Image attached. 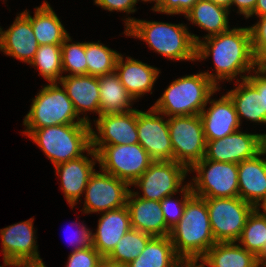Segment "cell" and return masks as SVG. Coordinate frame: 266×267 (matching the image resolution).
<instances>
[{
    "label": "cell",
    "mask_w": 266,
    "mask_h": 267,
    "mask_svg": "<svg viewBox=\"0 0 266 267\" xmlns=\"http://www.w3.org/2000/svg\"><path fill=\"white\" fill-rule=\"evenodd\" d=\"M210 55L213 57L215 66L213 71L216 72L203 73L218 88H221L219 82L224 80L246 79L260 65L253 54L249 27H234L218 35L201 39L196 44V61L205 60ZM236 76H240V79H236L238 78Z\"/></svg>",
    "instance_id": "1"
},
{
    "label": "cell",
    "mask_w": 266,
    "mask_h": 267,
    "mask_svg": "<svg viewBox=\"0 0 266 267\" xmlns=\"http://www.w3.org/2000/svg\"><path fill=\"white\" fill-rule=\"evenodd\" d=\"M126 36L145 41L150 49L168 60L196 61V44L201 37L188 31L185 24L146 21L128 17L124 19Z\"/></svg>",
    "instance_id": "2"
},
{
    "label": "cell",
    "mask_w": 266,
    "mask_h": 267,
    "mask_svg": "<svg viewBox=\"0 0 266 267\" xmlns=\"http://www.w3.org/2000/svg\"><path fill=\"white\" fill-rule=\"evenodd\" d=\"M169 236L177 256H204L216 243L204 198L193 194L187 200L183 216Z\"/></svg>",
    "instance_id": "3"
},
{
    "label": "cell",
    "mask_w": 266,
    "mask_h": 267,
    "mask_svg": "<svg viewBox=\"0 0 266 267\" xmlns=\"http://www.w3.org/2000/svg\"><path fill=\"white\" fill-rule=\"evenodd\" d=\"M218 87L202 71L177 78L152 106L166 117L198 115Z\"/></svg>",
    "instance_id": "4"
},
{
    "label": "cell",
    "mask_w": 266,
    "mask_h": 267,
    "mask_svg": "<svg viewBox=\"0 0 266 267\" xmlns=\"http://www.w3.org/2000/svg\"><path fill=\"white\" fill-rule=\"evenodd\" d=\"M59 84L54 82L44 85L33 98L30 110L23 119L26 129L22 133L27 137L38 128L60 124H91L89 116H78L65 88Z\"/></svg>",
    "instance_id": "5"
},
{
    "label": "cell",
    "mask_w": 266,
    "mask_h": 267,
    "mask_svg": "<svg viewBox=\"0 0 266 267\" xmlns=\"http://www.w3.org/2000/svg\"><path fill=\"white\" fill-rule=\"evenodd\" d=\"M91 124H60L35 129L28 137L54 167L82 156L91 147Z\"/></svg>",
    "instance_id": "6"
},
{
    "label": "cell",
    "mask_w": 266,
    "mask_h": 267,
    "mask_svg": "<svg viewBox=\"0 0 266 267\" xmlns=\"http://www.w3.org/2000/svg\"><path fill=\"white\" fill-rule=\"evenodd\" d=\"M189 172L196 176L189 182L194 195L202 198L239 196L238 166L235 163L201 159Z\"/></svg>",
    "instance_id": "7"
},
{
    "label": "cell",
    "mask_w": 266,
    "mask_h": 267,
    "mask_svg": "<svg viewBox=\"0 0 266 267\" xmlns=\"http://www.w3.org/2000/svg\"><path fill=\"white\" fill-rule=\"evenodd\" d=\"M91 147L97 153L99 169L126 181L130 186L153 162L139 143Z\"/></svg>",
    "instance_id": "8"
},
{
    "label": "cell",
    "mask_w": 266,
    "mask_h": 267,
    "mask_svg": "<svg viewBox=\"0 0 266 267\" xmlns=\"http://www.w3.org/2000/svg\"><path fill=\"white\" fill-rule=\"evenodd\" d=\"M204 199L215 241L237 242L249 214L255 207L239 196Z\"/></svg>",
    "instance_id": "9"
},
{
    "label": "cell",
    "mask_w": 266,
    "mask_h": 267,
    "mask_svg": "<svg viewBox=\"0 0 266 267\" xmlns=\"http://www.w3.org/2000/svg\"><path fill=\"white\" fill-rule=\"evenodd\" d=\"M168 127L174 161L190 169L204 158L206 139L200 114L169 117Z\"/></svg>",
    "instance_id": "10"
},
{
    "label": "cell",
    "mask_w": 266,
    "mask_h": 267,
    "mask_svg": "<svg viewBox=\"0 0 266 267\" xmlns=\"http://www.w3.org/2000/svg\"><path fill=\"white\" fill-rule=\"evenodd\" d=\"M189 169L171 161H153L149 168L132 184L141 189L133 193L142 199L161 201L164 197L181 192L186 186L184 180ZM184 184V185H183Z\"/></svg>",
    "instance_id": "11"
},
{
    "label": "cell",
    "mask_w": 266,
    "mask_h": 267,
    "mask_svg": "<svg viewBox=\"0 0 266 267\" xmlns=\"http://www.w3.org/2000/svg\"><path fill=\"white\" fill-rule=\"evenodd\" d=\"M131 187L126 181L104 172L95 171L85 188L83 214L104 213L126 205Z\"/></svg>",
    "instance_id": "12"
},
{
    "label": "cell",
    "mask_w": 266,
    "mask_h": 267,
    "mask_svg": "<svg viewBox=\"0 0 266 267\" xmlns=\"http://www.w3.org/2000/svg\"><path fill=\"white\" fill-rule=\"evenodd\" d=\"M34 218L0 229L3 263L7 266L44 263L38 252Z\"/></svg>",
    "instance_id": "13"
},
{
    "label": "cell",
    "mask_w": 266,
    "mask_h": 267,
    "mask_svg": "<svg viewBox=\"0 0 266 267\" xmlns=\"http://www.w3.org/2000/svg\"><path fill=\"white\" fill-rule=\"evenodd\" d=\"M264 134L245 133L241 129L216 140H206L203 159L238 164L256 157L265 149Z\"/></svg>",
    "instance_id": "14"
},
{
    "label": "cell",
    "mask_w": 266,
    "mask_h": 267,
    "mask_svg": "<svg viewBox=\"0 0 266 267\" xmlns=\"http://www.w3.org/2000/svg\"><path fill=\"white\" fill-rule=\"evenodd\" d=\"M161 115V116H160ZM152 106L148 111L137 109V133L139 144L153 161L173 160V147L169 136L168 117Z\"/></svg>",
    "instance_id": "15"
},
{
    "label": "cell",
    "mask_w": 266,
    "mask_h": 267,
    "mask_svg": "<svg viewBox=\"0 0 266 267\" xmlns=\"http://www.w3.org/2000/svg\"><path fill=\"white\" fill-rule=\"evenodd\" d=\"M93 120L91 146L137 144V109L124 113L102 114ZM97 131V132H96Z\"/></svg>",
    "instance_id": "16"
},
{
    "label": "cell",
    "mask_w": 266,
    "mask_h": 267,
    "mask_svg": "<svg viewBox=\"0 0 266 267\" xmlns=\"http://www.w3.org/2000/svg\"><path fill=\"white\" fill-rule=\"evenodd\" d=\"M87 156L84 154L78 158L72 159L55 166V174L60 177L61 188L65 200L73 209L81 196L84 194L87 183L91 175L95 172V165L98 163L97 153L90 147L87 150Z\"/></svg>",
    "instance_id": "17"
},
{
    "label": "cell",
    "mask_w": 266,
    "mask_h": 267,
    "mask_svg": "<svg viewBox=\"0 0 266 267\" xmlns=\"http://www.w3.org/2000/svg\"><path fill=\"white\" fill-rule=\"evenodd\" d=\"M220 89L218 88L209 97L207 105L211 106L207 109L205 106L200 113L206 140L223 138L241 128L232 99L227 94L221 96L219 100L211 98Z\"/></svg>",
    "instance_id": "18"
},
{
    "label": "cell",
    "mask_w": 266,
    "mask_h": 267,
    "mask_svg": "<svg viewBox=\"0 0 266 267\" xmlns=\"http://www.w3.org/2000/svg\"><path fill=\"white\" fill-rule=\"evenodd\" d=\"M39 44L33 33L30 19L19 13L7 30L0 26V51L24 63L30 64Z\"/></svg>",
    "instance_id": "19"
},
{
    "label": "cell",
    "mask_w": 266,
    "mask_h": 267,
    "mask_svg": "<svg viewBox=\"0 0 266 267\" xmlns=\"http://www.w3.org/2000/svg\"><path fill=\"white\" fill-rule=\"evenodd\" d=\"M100 215L96 232H91V244L103 257H107L131 229L130 213L125 205Z\"/></svg>",
    "instance_id": "20"
},
{
    "label": "cell",
    "mask_w": 266,
    "mask_h": 267,
    "mask_svg": "<svg viewBox=\"0 0 266 267\" xmlns=\"http://www.w3.org/2000/svg\"><path fill=\"white\" fill-rule=\"evenodd\" d=\"M115 72L120 82L136 101L146 93L152 94L153 85L159 77L160 70L132 57L119 55Z\"/></svg>",
    "instance_id": "21"
},
{
    "label": "cell",
    "mask_w": 266,
    "mask_h": 267,
    "mask_svg": "<svg viewBox=\"0 0 266 267\" xmlns=\"http://www.w3.org/2000/svg\"><path fill=\"white\" fill-rule=\"evenodd\" d=\"M266 149L238 163L239 197L255 208L266 197ZM263 157V158H261Z\"/></svg>",
    "instance_id": "22"
},
{
    "label": "cell",
    "mask_w": 266,
    "mask_h": 267,
    "mask_svg": "<svg viewBox=\"0 0 266 267\" xmlns=\"http://www.w3.org/2000/svg\"><path fill=\"white\" fill-rule=\"evenodd\" d=\"M133 191L130 190L126 203L131 228L152 236H169L171 229L166 225L159 201L139 198Z\"/></svg>",
    "instance_id": "23"
},
{
    "label": "cell",
    "mask_w": 266,
    "mask_h": 267,
    "mask_svg": "<svg viewBox=\"0 0 266 267\" xmlns=\"http://www.w3.org/2000/svg\"><path fill=\"white\" fill-rule=\"evenodd\" d=\"M60 85L67 92L73 102L78 116L85 112H93L100 115L99 78L92 75L62 76Z\"/></svg>",
    "instance_id": "24"
},
{
    "label": "cell",
    "mask_w": 266,
    "mask_h": 267,
    "mask_svg": "<svg viewBox=\"0 0 266 267\" xmlns=\"http://www.w3.org/2000/svg\"><path fill=\"white\" fill-rule=\"evenodd\" d=\"M34 16L29 11L23 13L30 19L33 33L40 45L62 44L69 35L60 18L54 12L50 4L44 1L39 7H35Z\"/></svg>",
    "instance_id": "25"
},
{
    "label": "cell",
    "mask_w": 266,
    "mask_h": 267,
    "mask_svg": "<svg viewBox=\"0 0 266 267\" xmlns=\"http://www.w3.org/2000/svg\"><path fill=\"white\" fill-rule=\"evenodd\" d=\"M239 83V84H238ZM237 87L226 92L232 99L240 124L245 118L250 122L266 124V110L262 92H258L246 79L236 81Z\"/></svg>",
    "instance_id": "26"
},
{
    "label": "cell",
    "mask_w": 266,
    "mask_h": 267,
    "mask_svg": "<svg viewBox=\"0 0 266 267\" xmlns=\"http://www.w3.org/2000/svg\"><path fill=\"white\" fill-rule=\"evenodd\" d=\"M229 14L228 9L209 0H198L184 16L192 24L207 31L208 34L202 37L204 39L229 30Z\"/></svg>",
    "instance_id": "27"
},
{
    "label": "cell",
    "mask_w": 266,
    "mask_h": 267,
    "mask_svg": "<svg viewBox=\"0 0 266 267\" xmlns=\"http://www.w3.org/2000/svg\"><path fill=\"white\" fill-rule=\"evenodd\" d=\"M99 78L100 115L124 113L133 110L135 100L120 82L114 71Z\"/></svg>",
    "instance_id": "28"
},
{
    "label": "cell",
    "mask_w": 266,
    "mask_h": 267,
    "mask_svg": "<svg viewBox=\"0 0 266 267\" xmlns=\"http://www.w3.org/2000/svg\"><path fill=\"white\" fill-rule=\"evenodd\" d=\"M203 257L207 267H260L258 258L236 242H216Z\"/></svg>",
    "instance_id": "29"
},
{
    "label": "cell",
    "mask_w": 266,
    "mask_h": 267,
    "mask_svg": "<svg viewBox=\"0 0 266 267\" xmlns=\"http://www.w3.org/2000/svg\"><path fill=\"white\" fill-rule=\"evenodd\" d=\"M177 257L170 236H153L126 267H172Z\"/></svg>",
    "instance_id": "30"
},
{
    "label": "cell",
    "mask_w": 266,
    "mask_h": 267,
    "mask_svg": "<svg viewBox=\"0 0 266 267\" xmlns=\"http://www.w3.org/2000/svg\"><path fill=\"white\" fill-rule=\"evenodd\" d=\"M31 66L49 83L60 82L63 74L61 44L40 45Z\"/></svg>",
    "instance_id": "31"
},
{
    "label": "cell",
    "mask_w": 266,
    "mask_h": 267,
    "mask_svg": "<svg viewBox=\"0 0 266 267\" xmlns=\"http://www.w3.org/2000/svg\"><path fill=\"white\" fill-rule=\"evenodd\" d=\"M121 53L98 42H85L87 74L100 77L115 71Z\"/></svg>",
    "instance_id": "32"
},
{
    "label": "cell",
    "mask_w": 266,
    "mask_h": 267,
    "mask_svg": "<svg viewBox=\"0 0 266 267\" xmlns=\"http://www.w3.org/2000/svg\"><path fill=\"white\" fill-rule=\"evenodd\" d=\"M237 243L258 257L266 244V214L254 208L246 220Z\"/></svg>",
    "instance_id": "33"
},
{
    "label": "cell",
    "mask_w": 266,
    "mask_h": 267,
    "mask_svg": "<svg viewBox=\"0 0 266 267\" xmlns=\"http://www.w3.org/2000/svg\"><path fill=\"white\" fill-rule=\"evenodd\" d=\"M152 237L150 234L131 228L125 233L107 258L126 266L138 257Z\"/></svg>",
    "instance_id": "34"
},
{
    "label": "cell",
    "mask_w": 266,
    "mask_h": 267,
    "mask_svg": "<svg viewBox=\"0 0 266 267\" xmlns=\"http://www.w3.org/2000/svg\"><path fill=\"white\" fill-rule=\"evenodd\" d=\"M72 42L70 35L61 44L63 73L69 76L87 74L85 42Z\"/></svg>",
    "instance_id": "35"
},
{
    "label": "cell",
    "mask_w": 266,
    "mask_h": 267,
    "mask_svg": "<svg viewBox=\"0 0 266 267\" xmlns=\"http://www.w3.org/2000/svg\"><path fill=\"white\" fill-rule=\"evenodd\" d=\"M181 199H174V194L164 197L159 201L166 225L172 229L181 219L187 200L193 195L190 184L180 192ZM174 199V200H173Z\"/></svg>",
    "instance_id": "36"
},
{
    "label": "cell",
    "mask_w": 266,
    "mask_h": 267,
    "mask_svg": "<svg viewBox=\"0 0 266 267\" xmlns=\"http://www.w3.org/2000/svg\"><path fill=\"white\" fill-rule=\"evenodd\" d=\"M252 49L256 61L261 65L266 61V16L260 17L258 22L249 26Z\"/></svg>",
    "instance_id": "37"
},
{
    "label": "cell",
    "mask_w": 266,
    "mask_h": 267,
    "mask_svg": "<svg viewBox=\"0 0 266 267\" xmlns=\"http://www.w3.org/2000/svg\"><path fill=\"white\" fill-rule=\"evenodd\" d=\"M103 256L92 246L70 252L66 267H97Z\"/></svg>",
    "instance_id": "38"
},
{
    "label": "cell",
    "mask_w": 266,
    "mask_h": 267,
    "mask_svg": "<svg viewBox=\"0 0 266 267\" xmlns=\"http://www.w3.org/2000/svg\"><path fill=\"white\" fill-rule=\"evenodd\" d=\"M198 0H162L154 10L166 15H185Z\"/></svg>",
    "instance_id": "39"
},
{
    "label": "cell",
    "mask_w": 266,
    "mask_h": 267,
    "mask_svg": "<svg viewBox=\"0 0 266 267\" xmlns=\"http://www.w3.org/2000/svg\"><path fill=\"white\" fill-rule=\"evenodd\" d=\"M137 0H98L97 7L100 6L104 10L125 12L126 14L136 12Z\"/></svg>",
    "instance_id": "40"
},
{
    "label": "cell",
    "mask_w": 266,
    "mask_h": 267,
    "mask_svg": "<svg viewBox=\"0 0 266 267\" xmlns=\"http://www.w3.org/2000/svg\"><path fill=\"white\" fill-rule=\"evenodd\" d=\"M254 75H253V74ZM246 80L258 91L263 94L264 109L266 110V70L259 65L255 70L252 71Z\"/></svg>",
    "instance_id": "41"
},
{
    "label": "cell",
    "mask_w": 266,
    "mask_h": 267,
    "mask_svg": "<svg viewBox=\"0 0 266 267\" xmlns=\"http://www.w3.org/2000/svg\"><path fill=\"white\" fill-rule=\"evenodd\" d=\"M78 225H76V227L78 226V229L76 230L74 236L70 242L72 245H74L75 248H73L72 251L75 250H79V249H83L86 247H89L91 244V232L92 230L87 228V226H85V224H80L77 223ZM70 238V237H68ZM69 240V239H68Z\"/></svg>",
    "instance_id": "42"
},
{
    "label": "cell",
    "mask_w": 266,
    "mask_h": 267,
    "mask_svg": "<svg viewBox=\"0 0 266 267\" xmlns=\"http://www.w3.org/2000/svg\"><path fill=\"white\" fill-rule=\"evenodd\" d=\"M198 261L200 263L198 264ZM207 262L203 256H178L172 267H205Z\"/></svg>",
    "instance_id": "43"
},
{
    "label": "cell",
    "mask_w": 266,
    "mask_h": 267,
    "mask_svg": "<svg viewBox=\"0 0 266 267\" xmlns=\"http://www.w3.org/2000/svg\"><path fill=\"white\" fill-rule=\"evenodd\" d=\"M257 0H232L231 7H237V13L242 14L246 19L254 12Z\"/></svg>",
    "instance_id": "44"
},
{
    "label": "cell",
    "mask_w": 266,
    "mask_h": 267,
    "mask_svg": "<svg viewBox=\"0 0 266 267\" xmlns=\"http://www.w3.org/2000/svg\"><path fill=\"white\" fill-rule=\"evenodd\" d=\"M258 16V18L266 16V0H257L254 12L249 16Z\"/></svg>",
    "instance_id": "45"
},
{
    "label": "cell",
    "mask_w": 266,
    "mask_h": 267,
    "mask_svg": "<svg viewBox=\"0 0 266 267\" xmlns=\"http://www.w3.org/2000/svg\"><path fill=\"white\" fill-rule=\"evenodd\" d=\"M97 267H126L117 262L109 260L107 257H103L98 263Z\"/></svg>",
    "instance_id": "46"
},
{
    "label": "cell",
    "mask_w": 266,
    "mask_h": 267,
    "mask_svg": "<svg viewBox=\"0 0 266 267\" xmlns=\"http://www.w3.org/2000/svg\"><path fill=\"white\" fill-rule=\"evenodd\" d=\"M216 5L222 6L230 11L232 0H209Z\"/></svg>",
    "instance_id": "47"
},
{
    "label": "cell",
    "mask_w": 266,
    "mask_h": 267,
    "mask_svg": "<svg viewBox=\"0 0 266 267\" xmlns=\"http://www.w3.org/2000/svg\"><path fill=\"white\" fill-rule=\"evenodd\" d=\"M260 267H266V244L262 253L257 257Z\"/></svg>",
    "instance_id": "48"
},
{
    "label": "cell",
    "mask_w": 266,
    "mask_h": 267,
    "mask_svg": "<svg viewBox=\"0 0 266 267\" xmlns=\"http://www.w3.org/2000/svg\"><path fill=\"white\" fill-rule=\"evenodd\" d=\"M261 213L266 214V197L260 202V204L256 207ZM262 208V210H261ZM263 211V212H262Z\"/></svg>",
    "instance_id": "49"
},
{
    "label": "cell",
    "mask_w": 266,
    "mask_h": 267,
    "mask_svg": "<svg viewBox=\"0 0 266 267\" xmlns=\"http://www.w3.org/2000/svg\"><path fill=\"white\" fill-rule=\"evenodd\" d=\"M13 267H47V266H45V263H41V264H19V265H14Z\"/></svg>",
    "instance_id": "50"
},
{
    "label": "cell",
    "mask_w": 266,
    "mask_h": 267,
    "mask_svg": "<svg viewBox=\"0 0 266 267\" xmlns=\"http://www.w3.org/2000/svg\"><path fill=\"white\" fill-rule=\"evenodd\" d=\"M137 1H140V0H137ZM141 1H144V2H155V5L152 7V11H154L160 4H161V1L162 0H141Z\"/></svg>",
    "instance_id": "51"
},
{
    "label": "cell",
    "mask_w": 266,
    "mask_h": 267,
    "mask_svg": "<svg viewBox=\"0 0 266 267\" xmlns=\"http://www.w3.org/2000/svg\"><path fill=\"white\" fill-rule=\"evenodd\" d=\"M261 66L266 70V61H264Z\"/></svg>",
    "instance_id": "52"
},
{
    "label": "cell",
    "mask_w": 266,
    "mask_h": 267,
    "mask_svg": "<svg viewBox=\"0 0 266 267\" xmlns=\"http://www.w3.org/2000/svg\"><path fill=\"white\" fill-rule=\"evenodd\" d=\"M265 149H266V134H264Z\"/></svg>",
    "instance_id": "53"
}]
</instances>
